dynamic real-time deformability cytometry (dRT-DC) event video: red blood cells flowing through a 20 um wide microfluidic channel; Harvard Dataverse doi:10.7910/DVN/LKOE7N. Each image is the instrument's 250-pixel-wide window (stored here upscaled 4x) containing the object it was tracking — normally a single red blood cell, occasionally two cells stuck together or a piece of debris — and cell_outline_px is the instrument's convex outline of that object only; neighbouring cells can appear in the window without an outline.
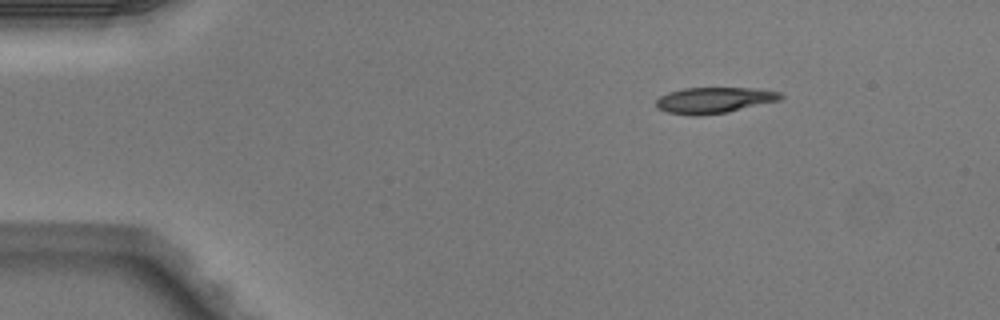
{"species": "Egyptian fruit bat (a non-hibernating species)", "species_latin": "Rousettus aegyptiacus", "temperature_condition": "warm", "stored_images_in_passage": 3, "camera_frame_rate_fps": 3000, "um_per_image_px": 0.085, "animal": {"sex": "male"}, "frame": {"image": 1, "passage_image": 1, "time_ms": 0.0, "image_size_px": [1000, 320], "cell_outline_px": [[784, 96], [780, 100], [728, 112], [696, 116], [692, 116], [668, 112], [656, 108], [656, 100], [660, 96], [668, 92], [684, 88], [756, 88], [780, 92]], "centroid_in_image_um": [60.69, 8.51], "position_along_channel_um": 24.3, "area_um2": 18.9}}